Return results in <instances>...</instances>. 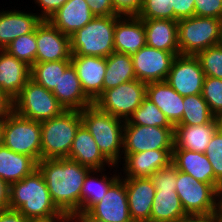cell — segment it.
<instances>
[{
    "instance_id": "6da1fadb",
    "label": "cell",
    "mask_w": 222,
    "mask_h": 222,
    "mask_svg": "<svg viewBox=\"0 0 222 222\" xmlns=\"http://www.w3.org/2000/svg\"><path fill=\"white\" fill-rule=\"evenodd\" d=\"M51 199L64 213L81 212V191L90 168L68 158L44 159L37 163Z\"/></svg>"
},
{
    "instance_id": "7a4b0ae2",
    "label": "cell",
    "mask_w": 222,
    "mask_h": 222,
    "mask_svg": "<svg viewBox=\"0 0 222 222\" xmlns=\"http://www.w3.org/2000/svg\"><path fill=\"white\" fill-rule=\"evenodd\" d=\"M9 209L27 219L62 217L53 203L43 175L35 169L30 175L10 184Z\"/></svg>"
},
{
    "instance_id": "3957f363",
    "label": "cell",
    "mask_w": 222,
    "mask_h": 222,
    "mask_svg": "<svg viewBox=\"0 0 222 222\" xmlns=\"http://www.w3.org/2000/svg\"><path fill=\"white\" fill-rule=\"evenodd\" d=\"M81 121L103 156L118 167L123 153L125 121L100 110L95 104L81 110Z\"/></svg>"
},
{
    "instance_id": "277c9868",
    "label": "cell",
    "mask_w": 222,
    "mask_h": 222,
    "mask_svg": "<svg viewBox=\"0 0 222 222\" xmlns=\"http://www.w3.org/2000/svg\"><path fill=\"white\" fill-rule=\"evenodd\" d=\"M120 15L95 16L70 36L71 56L108 57L114 49V29Z\"/></svg>"
},
{
    "instance_id": "5b68a950",
    "label": "cell",
    "mask_w": 222,
    "mask_h": 222,
    "mask_svg": "<svg viewBox=\"0 0 222 222\" xmlns=\"http://www.w3.org/2000/svg\"><path fill=\"white\" fill-rule=\"evenodd\" d=\"M41 124V160L68 158L76 131L82 124L81 111L65 110Z\"/></svg>"
},
{
    "instance_id": "8992f818",
    "label": "cell",
    "mask_w": 222,
    "mask_h": 222,
    "mask_svg": "<svg viewBox=\"0 0 222 222\" xmlns=\"http://www.w3.org/2000/svg\"><path fill=\"white\" fill-rule=\"evenodd\" d=\"M222 43V20L192 16L178 20V45L181 55H196Z\"/></svg>"
},
{
    "instance_id": "52a82bcc",
    "label": "cell",
    "mask_w": 222,
    "mask_h": 222,
    "mask_svg": "<svg viewBox=\"0 0 222 222\" xmlns=\"http://www.w3.org/2000/svg\"><path fill=\"white\" fill-rule=\"evenodd\" d=\"M176 192L186 214H219L220 190L177 170Z\"/></svg>"
},
{
    "instance_id": "ba28073f",
    "label": "cell",
    "mask_w": 222,
    "mask_h": 222,
    "mask_svg": "<svg viewBox=\"0 0 222 222\" xmlns=\"http://www.w3.org/2000/svg\"><path fill=\"white\" fill-rule=\"evenodd\" d=\"M13 102L16 114L38 122L59 116L65 111L52 91L32 79L25 84Z\"/></svg>"
},
{
    "instance_id": "9c48e42d",
    "label": "cell",
    "mask_w": 222,
    "mask_h": 222,
    "mask_svg": "<svg viewBox=\"0 0 222 222\" xmlns=\"http://www.w3.org/2000/svg\"><path fill=\"white\" fill-rule=\"evenodd\" d=\"M41 124L26 119L14 111L6 118L2 145L10 150L30 156L36 163L41 160Z\"/></svg>"
},
{
    "instance_id": "30bf717a",
    "label": "cell",
    "mask_w": 222,
    "mask_h": 222,
    "mask_svg": "<svg viewBox=\"0 0 222 222\" xmlns=\"http://www.w3.org/2000/svg\"><path fill=\"white\" fill-rule=\"evenodd\" d=\"M147 84L137 79L105 90L93 104L100 110L127 121L146 97Z\"/></svg>"
},
{
    "instance_id": "8fae6325",
    "label": "cell",
    "mask_w": 222,
    "mask_h": 222,
    "mask_svg": "<svg viewBox=\"0 0 222 222\" xmlns=\"http://www.w3.org/2000/svg\"><path fill=\"white\" fill-rule=\"evenodd\" d=\"M174 128L124 125L123 154L151 150H173Z\"/></svg>"
},
{
    "instance_id": "7c38bea8",
    "label": "cell",
    "mask_w": 222,
    "mask_h": 222,
    "mask_svg": "<svg viewBox=\"0 0 222 222\" xmlns=\"http://www.w3.org/2000/svg\"><path fill=\"white\" fill-rule=\"evenodd\" d=\"M176 56L146 44L131 56L136 79L145 84L166 81Z\"/></svg>"
},
{
    "instance_id": "4fadbf2b",
    "label": "cell",
    "mask_w": 222,
    "mask_h": 222,
    "mask_svg": "<svg viewBox=\"0 0 222 222\" xmlns=\"http://www.w3.org/2000/svg\"><path fill=\"white\" fill-rule=\"evenodd\" d=\"M205 74L195 55H177L172 63L167 83L181 96L202 93Z\"/></svg>"
},
{
    "instance_id": "5bb4252c",
    "label": "cell",
    "mask_w": 222,
    "mask_h": 222,
    "mask_svg": "<svg viewBox=\"0 0 222 222\" xmlns=\"http://www.w3.org/2000/svg\"><path fill=\"white\" fill-rule=\"evenodd\" d=\"M36 44V62L71 60L70 36L49 20H42L36 27Z\"/></svg>"
},
{
    "instance_id": "9a60e30c",
    "label": "cell",
    "mask_w": 222,
    "mask_h": 222,
    "mask_svg": "<svg viewBox=\"0 0 222 222\" xmlns=\"http://www.w3.org/2000/svg\"><path fill=\"white\" fill-rule=\"evenodd\" d=\"M88 212L105 222H133L128 207L125 181L119 177L103 199L94 204Z\"/></svg>"
},
{
    "instance_id": "2e32d148",
    "label": "cell",
    "mask_w": 222,
    "mask_h": 222,
    "mask_svg": "<svg viewBox=\"0 0 222 222\" xmlns=\"http://www.w3.org/2000/svg\"><path fill=\"white\" fill-rule=\"evenodd\" d=\"M173 150H151L124 154L122 179L128 178H146L151 177L153 173L172 162ZM125 165V166H124Z\"/></svg>"
},
{
    "instance_id": "e0dca14e",
    "label": "cell",
    "mask_w": 222,
    "mask_h": 222,
    "mask_svg": "<svg viewBox=\"0 0 222 222\" xmlns=\"http://www.w3.org/2000/svg\"><path fill=\"white\" fill-rule=\"evenodd\" d=\"M133 222H150L156 189L151 177L123 179Z\"/></svg>"
},
{
    "instance_id": "ac0fdd59",
    "label": "cell",
    "mask_w": 222,
    "mask_h": 222,
    "mask_svg": "<svg viewBox=\"0 0 222 222\" xmlns=\"http://www.w3.org/2000/svg\"><path fill=\"white\" fill-rule=\"evenodd\" d=\"M84 93L93 101L102 94L106 58L93 56H71Z\"/></svg>"
},
{
    "instance_id": "d6986e66",
    "label": "cell",
    "mask_w": 222,
    "mask_h": 222,
    "mask_svg": "<svg viewBox=\"0 0 222 222\" xmlns=\"http://www.w3.org/2000/svg\"><path fill=\"white\" fill-rule=\"evenodd\" d=\"M145 45L143 20L138 16H120L114 29L115 52L132 56Z\"/></svg>"
},
{
    "instance_id": "ffe728a7",
    "label": "cell",
    "mask_w": 222,
    "mask_h": 222,
    "mask_svg": "<svg viewBox=\"0 0 222 222\" xmlns=\"http://www.w3.org/2000/svg\"><path fill=\"white\" fill-rule=\"evenodd\" d=\"M65 110L81 111L94 102L84 93L77 71L72 63L60 76L58 85L52 91Z\"/></svg>"
},
{
    "instance_id": "44dd1931",
    "label": "cell",
    "mask_w": 222,
    "mask_h": 222,
    "mask_svg": "<svg viewBox=\"0 0 222 222\" xmlns=\"http://www.w3.org/2000/svg\"><path fill=\"white\" fill-rule=\"evenodd\" d=\"M41 21L33 12L15 9L0 11V50H4L19 36L33 32Z\"/></svg>"
},
{
    "instance_id": "7402d4cb",
    "label": "cell",
    "mask_w": 222,
    "mask_h": 222,
    "mask_svg": "<svg viewBox=\"0 0 222 222\" xmlns=\"http://www.w3.org/2000/svg\"><path fill=\"white\" fill-rule=\"evenodd\" d=\"M31 67L0 50V91L15 99L30 80Z\"/></svg>"
},
{
    "instance_id": "603a6c76",
    "label": "cell",
    "mask_w": 222,
    "mask_h": 222,
    "mask_svg": "<svg viewBox=\"0 0 222 222\" xmlns=\"http://www.w3.org/2000/svg\"><path fill=\"white\" fill-rule=\"evenodd\" d=\"M68 159L74 160L91 170H102L107 165L108 167H116L103 156L92 135L83 124L76 131Z\"/></svg>"
},
{
    "instance_id": "cb8c5ba5",
    "label": "cell",
    "mask_w": 222,
    "mask_h": 222,
    "mask_svg": "<svg viewBox=\"0 0 222 222\" xmlns=\"http://www.w3.org/2000/svg\"><path fill=\"white\" fill-rule=\"evenodd\" d=\"M146 97L165 114L173 127L180 123L184 112V97L175 91L167 81L148 83Z\"/></svg>"
},
{
    "instance_id": "d4e9b609",
    "label": "cell",
    "mask_w": 222,
    "mask_h": 222,
    "mask_svg": "<svg viewBox=\"0 0 222 222\" xmlns=\"http://www.w3.org/2000/svg\"><path fill=\"white\" fill-rule=\"evenodd\" d=\"M94 17L85 0H68L48 20L63 34L71 36Z\"/></svg>"
},
{
    "instance_id": "484cf974",
    "label": "cell",
    "mask_w": 222,
    "mask_h": 222,
    "mask_svg": "<svg viewBox=\"0 0 222 222\" xmlns=\"http://www.w3.org/2000/svg\"><path fill=\"white\" fill-rule=\"evenodd\" d=\"M146 44L158 50L180 55L178 45V21L166 19H142Z\"/></svg>"
},
{
    "instance_id": "4316f807",
    "label": "cell",
    "mask_w": 222,
    "mask_h": 222,
    "mask_svg": "<svg viewBox=\"0 0 222 222\" xmlns=\"http://www.w3.org/2000/svg\"><path fill=\"white\" fill-rule=\"evenodd\" d=\"M218 129L217 117L211 123L202 125H176L174 127L173 149H187L205 153L213 134Z\"/></svg>"
},
{
    "instance_id": "83f0119b",
    "label": "cell",
    "mask_w": 222,
    "mask_h": 222,
    "mask_svg": "<svg viewBox=\"0 0 222 222\" xmlns=\"http://www.w3.org/2000/svg\"><path fill=\"white\" fill-rule=\"evenodd\" d=\"M172 163L177 170L192 176L196 180L215 185L212 165L205 153L187 149H173Z\"/></svg>"
},
{
    "instance_id": "f1b7e54d",
    "label": "cell",
    "mask_w": 222,
    "mask_h": 222,
    "mask_svg": "<svg viewBox=\"0 0 222 222\" xmlns=\"http://www.w3.org/2000/svg\"><path fill=\"white\" fill-rule=\"evenodd\" d=\"M37 169V163L25 154L0 146V179L9 185L18 182Z\"/></svg>"
},
{
    "instance_id": "f546056e",
    "label": "cell",
    "mask_w": 222,
    "mask_h": 222,
    "mask_svg": "<svg viewBox=\"0 0 222 222\" xmlns=\"http://www.w3.org/2000/svg\"><path fill=\"white\" fill-rule=\"evenodd\" d=\"M187 215L176 190H156L152 204L150 222H177Z\"/></svg>"
},
{
    "instance_id": "4dcf8cb0",
    "label": "cell",
    "mask_w": 222,
    "mask_h": 222,
    "mask_svg": "<svg viewBox=\"0 0 222 222\" xmlns=\"http://www.w3.org/2000/svg\"><path fill=\"white\" fill-rule=\"evenodd\" d=\"M135 79L133 61L130 55L112 52L106 57V72L104 75L102 93L105 90Z\"/></svg>"
},
{
    "instance_id": "1f68e13d",
    "label": "cell",
    "mask_w": 222,
    "mask_h": 222,
    "mask_svg": "<svg viewBox=\"0 0 222 222\" xmlns=\"http://www.w3.org/2000/svg\"><path fill=\"white\" fill-rule=\"evenodd\" d=\"M103 171H106V169L91 170L85 177L81 191V212H87L94 204L101 201L110 186L120 177L119 174L122 173L120 172L116 175L117 173L115 172L114 175L109 177L104 175L105 173L102 174ZM98 173H101V176ZM94 175H97V177Z\"/></svg>"
},
{
    "instance_id": "d6a6232c",
    "label": "cell",
    "mask_w": 222,
    "mask_h": 222,
    "mask_svg": "<svg viewBox=\"0 0 222 222\" xmlns=\"http://www.w3.org/2000/svg\"><path fill=\"white\" fill-rule=\"evenodd\" d=\"M183 107V116L178 125H202L216 118L201 94L184 96Z\"/></svg>"
},
{
    "instance_id": "836d02e7",
    "label": "cell",
    "mask_w": 222,
    "mask_h": 222,
    "mask_svg": "<svg viewBox=\"0 0 222 222\" xmlns=\"http://www.w3.org/2000/svg\"><path fill=\"white\" fill-rule=\"evenodd\" d=\"M71 64V60H59L51 62H36L31 67L30 79L53 91L60 80V76Z\"/></svg>"
},
{
    "instance_id": "e575fe53",
    "label": "cell",
    "mask_w": 222,
    "mask_h": 222,
    "mask_svg": "<svg viewBox=\"0 0 222 222\" xmlns=\"http://www.w3.org/2000/svg\"><path fill=\"white\" fill-rule=\"evenodd\" d=\"M124 125L159 126L174 128L165 117V114L147 97L134 111L133 115L125 121Z\"/></svg>"
},
{
    "instance_id": "d590c367",
    "label": "cell",
    "mask_w": 222,
    "mask_h": 222,
    "mask_svg": "<svg viewBox=\"0 0 222 222\" xmlns=\"http://www.w3.org/2000/svg\"><path fill=\"white\" fill-rule=\"evenodd\" d=\"M4 50L32 67L36 63V29L29 34L14 39Z\"/></svg>"
},
{
    "instance_id": "8d00e7d4",
    "label": "cell",
    "mask_w": 222,
    "mask_h": 222,
    "mask_svg": "<svg viewBox=\"0 0 222 222\" xmlns=\"http://www.w3.org/2000/svg\"><path fill=\"white\" fill-rule=\"evenodd\" d=\"M195 56L205 76L222 79V43L202 50Z\"/></svg>"
},
{
    "instance_id": "74e56055",
    "label": "cell",
    "mask_w": 222,
    "mask_h": 222,
    "mask_svg": "<svg viewBox=\"0 0 222 222\" xmlns=\"http://www.w3.org/2000/svg\"><path fill=\"white\" fill-rule=\"evenodd\" d=\"M205 155L212 165L215 186L222 189V130L218 129L206 147Z\"/></svg>"
},
{
    "instance_id": "f35d334b",
    "label": "cell",
    "mask_w": 222,
    "mask_h": 222,
    "mask_svg": "<svg viewBox=\"0 0 222 222\" xmlns=\"http://www.w3.org/2000/svg\"><path fill=\"white\" fill-rule=\"evenodd\" d=\"M201 95L211 113L215 117L219 116L222 113V79L206 76Z\"/></svg>"
},
{
    "instance_id": "ab89813d",
    "label": "cell",
    "mask_w": 222,
    "mask_h": 222,
    "mask_svg": "<svg viewBox=\"0 0 222 222\" xmlns=\"http://www.w3.org/2000/svg\"><path fill=\"white\" fill-rule=\"evenodd\" d=\"M137 16L141 19L174 20L172 0H143Z\"/></svg>"
},
{
    "instance_id": "60d3db41",
    "label": "cell",
    "mask_w": 222,
    "mask_h": 222,
    "mask_svg": "<svg viewBox=\"0 0 222 222\" xmlns=\"http://www.w3.org/2000/svg\"><path fill=\"white\" fill-rule=\"evenodd\" d=\"M177 169L171 162L168 166L163 167L153 173L151 179L156 190L172 189L176 190Z\"/></svg>"
},
{
    "instance_id": "b9f144b4",
    "label": "cell",
    "mask_w": 222,
    "mask_h": 222,
    "mask_svg": "<svg viewBox=\"0 0 222 222\" xmlns=\"http://www.w3.org/2000/svg\"><path fill=\"white\" fill-rule=\"evenodd\" d=\"M195 16L222 20V0H194Z\"/></svg>"
},
{
    "instance_id": "7bdbcfd3",
    "label": "cell",
    "mask_w": 222,
    "mask_h": 222,
    "mask_svg": "<svg viewBox=\"0 0 222 222\" xmlns=\"http://www.w3.org/2000/svg\"><path fill=\"white\" fill-rule=\"evenodd\" d=\"M114 10L120 16H137L143 0H112Z\"/></svg>"
},
{
    "instance_id": "ee69618b",
    "label": "cell",
    "mask_w": 222,
    "mask_h": 222,
    "mask_svg": "<svg viewBox=\"0 0 222 222\" xmlns=\"http://www.w3.org/2000/svg\"><path fill=\"white\" fill-rule=\"evenodd\" d=\"M174 11V20L189 18L195 16V2L194 0H172Z\"/></svg>"
},
{
    "instance_id": "f6af8a7d",
    "label": "cell",
    "mask_w": 222,
    "mask_h": 222,
    "mask_svg": "<svg viewBox=\"0 0 222 222\" xmlns=\"http://www.w3.org/2000/svg\"><path fill=\"white\" fill-rule=\"evenodd\" d=\"M89 5L90 11L95 16L118 15L114 10L112 0H85Z\"/></svg>"
},
{
    "instance_id": "bcb514c9",
    "label": "cell",
    "mask_w": 222,
    "mask_h": 222,
    "mask_svg": "<svg viewBox=\"0 0 222 222\" xmlns=\"http://www.w3.org/2000/svg\"><path fill=\"white\" fill-rule=\"evenodd\" d=\"M68 0H34L37 6H41V13L38 16L42 20H48L59 8H61Z\"/></svg>"
},
{
    "instance_id": "7dc6e473",
    "label": "cell",
    "mask_w": 222,
    "mask_h": 222,
    "mask_svg": "<svg viewBox=\"0 0 222 222\" xmlns=\"http://www.w3.org/2000/svg\"><path fill=\"white\" fill-rule=\"evenodd\" d=\"M177 222H220L219 214L195 215L187 214Z\"/></svg>"
},
{
    "instance_id": "c3c4849f",
    "label": "cell",
    "mask_w": 222,
    "mask_h": 222,
    "mask_svg": "<svg viewBox=\"0 0 222 222\" xmlns=\"http://www.w3.org/2000/svg\"><path fill=\"white\" fill-rule=\"evenodd\" d=\"M14 111V102L7 94L0 91V119L7 118Z\"/></svg>"
},
{
    "instance_id": "681fc988",
    "label": "cell",
    "mask_w": 222,
    "mask_h": 222,
    "mask_svg": "<svg viewBox=\"0 0 222 222\" xmlns=\"http://www.w3.org/2000/svg\"><path fill=\"white\" fill-rule=\"evenodd\" d=\"M28 220L17 210H0V222H28Z\"/></svg>"
},
{
    "instance_id": "f907efd6",
    "label": "cell",
    "mask_w": 222,
    "mask_h": 222,
    "mask_svg": "<svg viewBox=\"0 0 222 222\" xmlns=\"http://www.w3.org/2000/svg\"><path fill=\"white\" fill-rule=\"evenodd\" d=\"M10 185L0 179V210L9 209Z\"/></svg>"
},
{
    "instance_id": "816d5d0a",
    "label": "cell",
    "mask_w": 222,
    "mask_h": 222,
    "mask_svg": "<svg viewBox=\"0 0 222 222\" xmlns=\"http://www.w3.org/2000/svg\"><path fill=\"white\" fill-rule=\"evenodd\" d=\"M61 222H84L76 213H64Z\"/></svg>"
},
{
    "instance_id": "f5cc1de1",
    "label": "cell",
    "mask_w": 222,
    "mask_h": 222,
    "mask_svg": "<svg viewBox=\"0 0 222 222\" xmlns=\"http://www.w3.org/2000/svg\"><path fill=\"white\" fill-rule=\"evenodd\" d=\"M84 222H105L96 217H93L88 211L76 213Z\"/></svg>"
},
{
    "instance_id": "db71d44e",
    "label": "cell",
    "mask_w": 222,
    "mask_h": 222,
    "mask_svg": "<svg viewBox=\"0 0 222 222\" xmlns=\"http://www.w3.org/2000/svg\"><path fill=\"white\" fill-rule=\"evenodd\" d=\"M62 217L46 218V219H29L28 222H61Z\"/></svg>"
},
{
    "instance_id": "11a10c76",
    "label": "cell",
    "mask_w": 222,
    "mask_h": 222,
    "mask_svg": "<svg viewBox=\"0 0 222 222\" xmlns=\"http://www.w3.org/2000/svg\"><path fill=\"white\" fill-rule=\"evenodd\" d=\"M5 121H6V118L0 119V146L2 145V141H3V132H4Z\"/></svg>"
},
{
    "instance_id": "9f6ffc18",
    "label": "cell",
    "mask_w": 222,
    "mask_h": 222,
    "mask_svg": "<svg viewBox=\"0 0 222 222\" xmlns=\"http://www.w3.org/2000/svg\"><path fill=\"white\" fill-rule=\"evenodd\" d=\"M217 120H218L219 129L222 130V113L219 116H217Z\"/></svg>"
},
{
    "instance_id": "6f0895ef",
    "label": "cell",
    "mask_w": 222,
    "mask_h": 222,
    "mask_svg": "<svg viewBox=\"0 0 222 222\" xmlns=\"http://www.w3.org/2000/svg\"><path fill=\"white\" fill-rule=\"evenodd\" d=\"M219 218L220 222H222V204H219Z\"/></svg>"
},
{
    "instance_id": "680465c9",
    "label": "cell",
    "mask_w": 222,
    "mask_h": 222,
    "mask_svg": "<svg viewBox=\"0 0 222 222\" xmlns=\"http://www.w3.org/2000/svg\"><path fill=\"white\" fill-rule=\"evenodd\" d=\"M220 204H222V189H221V192H220Z\"/></svg>"
}]
</instances>
